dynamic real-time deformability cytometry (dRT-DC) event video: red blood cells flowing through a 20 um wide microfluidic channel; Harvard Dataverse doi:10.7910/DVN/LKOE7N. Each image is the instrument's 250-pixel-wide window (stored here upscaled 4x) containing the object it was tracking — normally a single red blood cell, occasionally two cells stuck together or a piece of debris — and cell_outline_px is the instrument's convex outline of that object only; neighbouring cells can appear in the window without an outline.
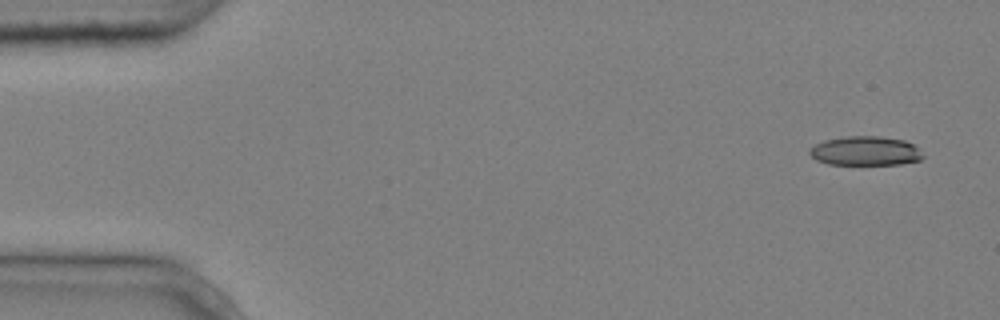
{"species": "common noctule bat (a hibernating species)", "species_latin": "Nyctalus noctula", "temperature_condition": "cold", "stored_images_in_passage": 5, "camera_frame_rate_fps": 3000, "um_per_image_px": 0.085, "animal": {"sex": "male", "body_mass_g": 20.4}, "frame": {"image": 1, "passage_image": 1, "time_ms": 0.0, "image_size_px": [1000, 320], "cell_outline_px": [[924, 156], [920, 160], [900, 164], [828, 164], [816, 160], [808, 152], [816, 144], [824, 140], [848, 136], [880, 136], [904, 140], [912, 144]], "centroid_in_image_um": [73.55, 12.83], "position_along_channel_um": 11.5, "area_um2": 19.07}}